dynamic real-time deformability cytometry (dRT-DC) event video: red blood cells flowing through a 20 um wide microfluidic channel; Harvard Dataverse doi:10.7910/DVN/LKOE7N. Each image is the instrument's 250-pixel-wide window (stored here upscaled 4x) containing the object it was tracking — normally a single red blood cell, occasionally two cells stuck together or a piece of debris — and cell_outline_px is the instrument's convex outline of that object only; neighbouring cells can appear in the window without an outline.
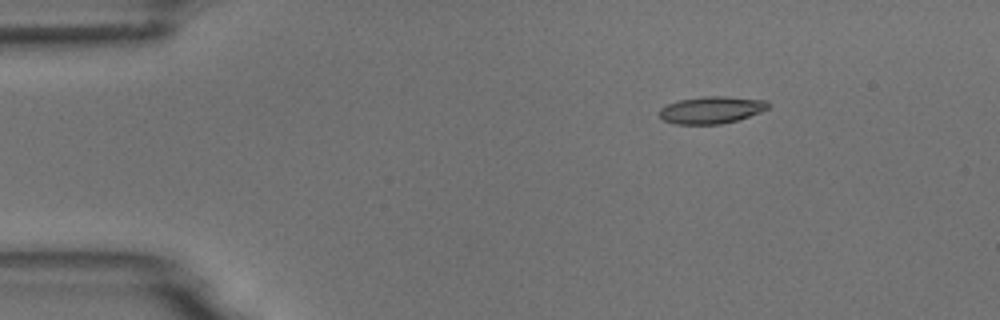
{"species": "common noctule bat (a hibernating species)", "species_latin": "Nyctalus noctula", "temperature_condition": "room temperature", "stored_images_in_passage": 3, "camera_frame_rate_fps": 3000, "um_per_image_px": 0.085, "animal": {"sex": "male", "body_mass_g": 18.8}, "frame": {"image": 1, "passage_image": 1, "time_ms": 0.0, "image_size_px": [1000, 320], "cell_outline_px": [[768, 108], [760, 112], [736, 120], [720, 124], [676, 124], [664, 120], [660, 116], [660, 108], [668, 104], [680, 100], [704, 96], [728, 96], [764, 100], [768, 104]], "centroid_in_image_um": [60.45, 9.34], "position_along_channel_um": 24.5, "area_um2": 16.94}}